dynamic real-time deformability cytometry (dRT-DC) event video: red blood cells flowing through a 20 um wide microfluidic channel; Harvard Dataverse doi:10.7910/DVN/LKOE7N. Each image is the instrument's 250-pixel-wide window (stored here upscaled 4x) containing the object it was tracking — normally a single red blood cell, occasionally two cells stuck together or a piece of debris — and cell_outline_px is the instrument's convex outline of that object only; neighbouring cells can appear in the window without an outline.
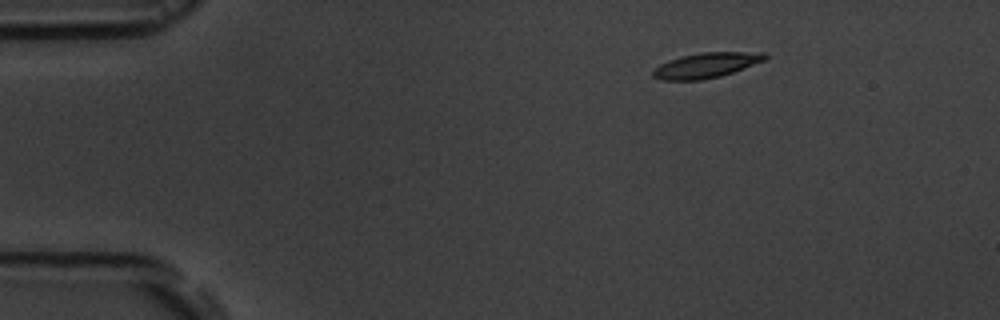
{"species": "common noctule bat (a hibernating species)", "species_latin": "Nyctalus noctula", "temperature_condition": "room temperature", "stored_images_in_passage": 15, "camera_frame_rate_fps": 3000, "um_per_image_px": 0.085, "animal": {"sex": "male", "body_mass_g": 19.5, "forearm_length_mm": 54.6}, "frame": {"image": 1, "passage_image": 1, "time_ms": 0.0, "image_size_px": [1000, 320], "cell_outline_px": [[768, 56], [764, 60], [732, 72], [720, 76], [700, 80], [660, 80], [652, 76], [652, 72], [660, 64], [668, 60], [680, 56], [700, 52], [764, 52]], "centroid_in_image_um": [59.99, 5.54], "position_along_channel_um": 25.0, "area_um2": 16.3}}
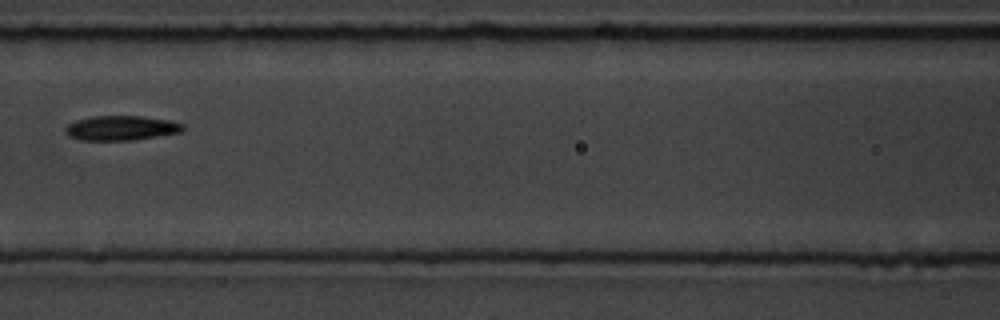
{"frame": {"image": 2, "passage_image": 6, "time_ms": 5.667, "image_size_px": [1000, 320], "cell_outline_px": [[184, 128], [180, 132], [132, 140], [80, 140], [68, 136], [64, 132], [64, 128], [68, 124], [76, 120], [96, 116], [140, 116], [172, 120], [184, 124]], "centroid_in_image_um": [10.28, 10.88], "position_along_channel_um": 156.3, "area_um2": 16.88}}
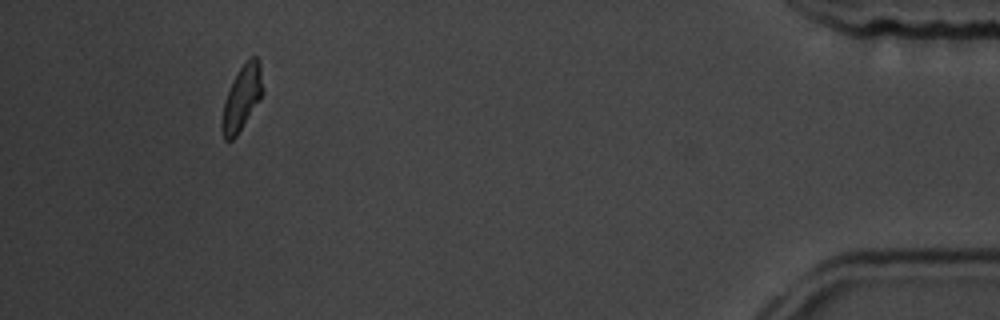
{"frame": {"image": 3, "passage_image": 14, "time_ms": 14.667, "image_size_px": [1000, 320], "cell_outline_px": [[264, 92], [260, 100], [236, 136], [232, 140], [224, 140], [220, 124], [224, 100], [232, 80], [240, 68], [252, 56], [256, 56], [260, 64], [264, 88]], "centroid_in_image_um": [20.55, 8.34], "position_along_channel_um": 414.6, "area_um2": 15.49}, "authors_computed_cell_mechanics": {"area_um2": 16.2996, "velocity_mm_per_s": 3.6074, "shape_relaxation_time_tau1_ms": null, "shape_relaxation_time_tau2_ms": 3.7153, "deformation_change_tau1": null, "deformation_change_tau2": 0.1023}}